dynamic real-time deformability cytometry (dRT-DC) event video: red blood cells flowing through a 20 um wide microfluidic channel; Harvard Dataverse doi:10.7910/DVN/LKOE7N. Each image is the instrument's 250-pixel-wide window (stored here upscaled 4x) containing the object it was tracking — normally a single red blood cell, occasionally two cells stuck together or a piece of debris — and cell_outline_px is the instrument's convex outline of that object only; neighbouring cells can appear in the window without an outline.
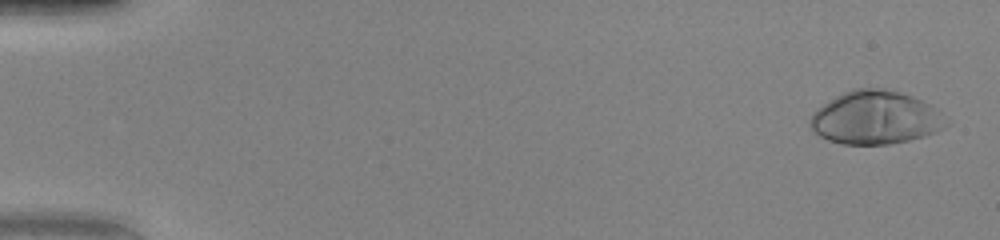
{"species": "human", "species_latin": "Homo sapiens", "temperature_condition": "warm", "stored_images_in_passage": 50, "camera_frame_rate_fps": 3000, "um_per_image_px": 0.085, "donor": {"sex": "female"}, "frame": {"image": 1, "passage_image": 2, "time_ms": 0.333, "image_size_px": [1000, 240], "cell_outline_px": [[952, 120], [944, 128], [936, 132], [924, 136], [908, 140], [888, 144], [840, 144], [828, 140], [820, 136], [808, 124], [812, 112], [836, 96], [852, 88], [892, 88], [912, 96], [928, 104]], "centroid_in_image_um": [74.44, 9.99], "position_along_channel_um": 10.6, "area_um2": 42.48}}
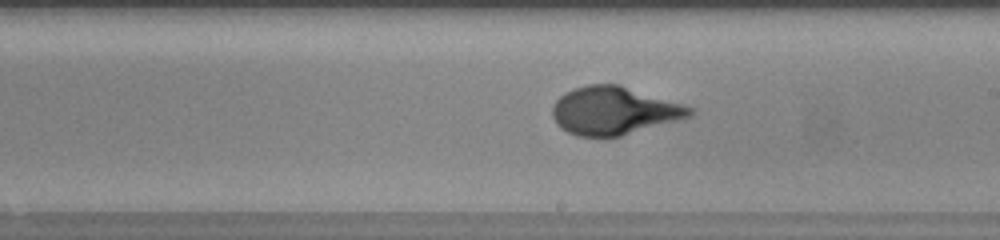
{"frame": {"image": 2, "passage_image": 30, "time_ms": 9.667, "image_size_px": [1000, 240], "cell_outline_px": [[696, 112], [692, 116], [620, 136], [576, 136], [560, 128], [556, 124], [552, 116], [552, 104], [564, 92], [588, 84], [620, 84], [684, 104], [696, 108]], "centroid_in_image_um": [52.2, 9.4], "position_along_channel_um": 236.8, "area_um2": 38.61}}
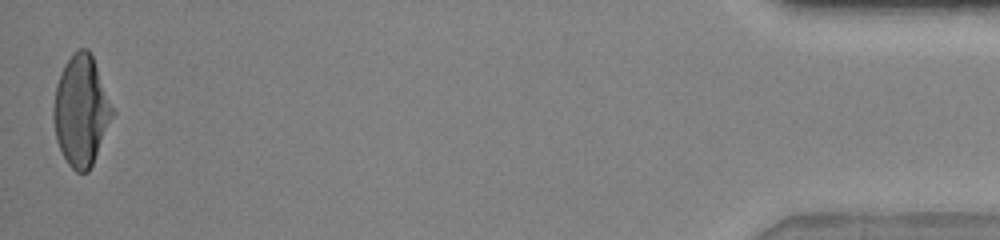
{"frame": {"image": 3, "passage_image": 50, "time_ms": 16.333, "image_size_px": [1000, 240], "cell_outline_px": [[116, 112], [92, 164], [88, 172], [76, 172], [68, 164], [56, 140], [52, 116], [52, 112], [56, 84], [64, 64], [80, 48], [88, 48], [92, 56]], "centroid_in_image_um": [6.9, 9.42], "position_along_channel_um": 428.3, "area_um2": 37.86}, "authors_computed_cell_mechanics": {"area_um2": 38.0902, "velocity_mm_per_s": 4.1446, "shape_relaxation_time_tau1_ms": 5.0467, "shape_relaxation_time_tau2_ms": null, "deformation_change_tau1": 0.2702, "deformation_change_tau2": null}}